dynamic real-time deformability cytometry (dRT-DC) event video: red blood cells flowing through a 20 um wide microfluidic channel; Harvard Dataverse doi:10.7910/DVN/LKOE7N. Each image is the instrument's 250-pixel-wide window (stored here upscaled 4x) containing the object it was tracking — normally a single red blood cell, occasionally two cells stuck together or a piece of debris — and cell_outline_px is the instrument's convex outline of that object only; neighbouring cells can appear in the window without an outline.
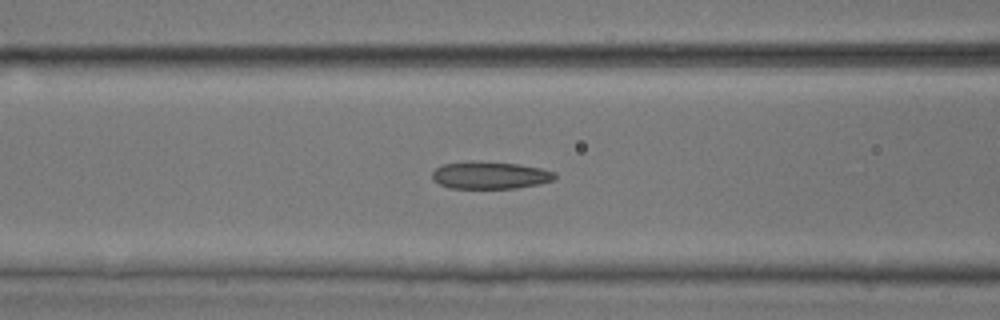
{"species": "common noctule bat (a hibernating species)", "species_latin": "Nyctalus noctula", "temperature_condition": "room temperature", "stored_images_in_passage": 39, "camera_frame_rate_fps": 3000, "um_per_image_px": 0.085, "animal": {"sex": "male", "body_mass_g": 17.9, "forearm_length_mm": 54.2}, "frame": {"image": 1, "passage_image": 8, "time_ms": 2.333, "image_size_px": [1000, 320], "cell_outline_px": [[556, 180], [540, 184], [516, 188], [448, 188], [432, 180], [432, 172], [440, 164], [520, 164], [540, 168], [556, 172]], "centroid_in_image_um": [41.72, 14.95], "position_along_channel_um": 124.9, "area_um2": 18.79}}
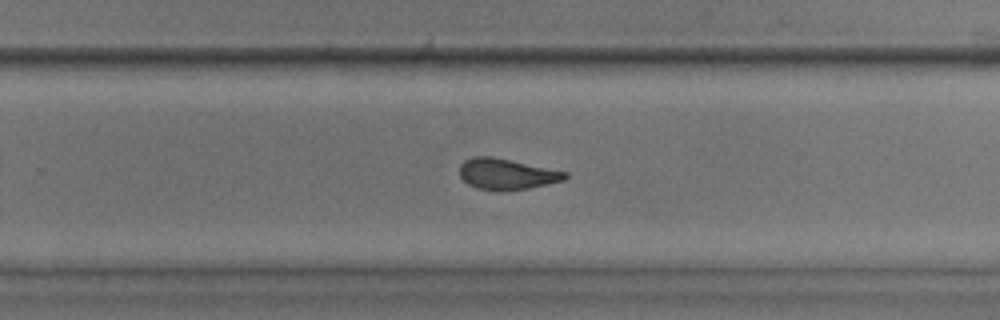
{"frame": {"image": 2, "passage_image": 20, "time_ms": 6.333, "image_size_px": [1000, 320], "cell_outline_px": [[568, 176], [564, 180], [548, 184], [528, 188], [476, 188], [468, 184], [460, 176], [460, 164], [464, 160], [472, 156], [492, 156], [568, 172]], "centroid_in_image_um": [43.06, 14.75], "position_along_channel_um": 286.7, "area_um2": 18.44}}
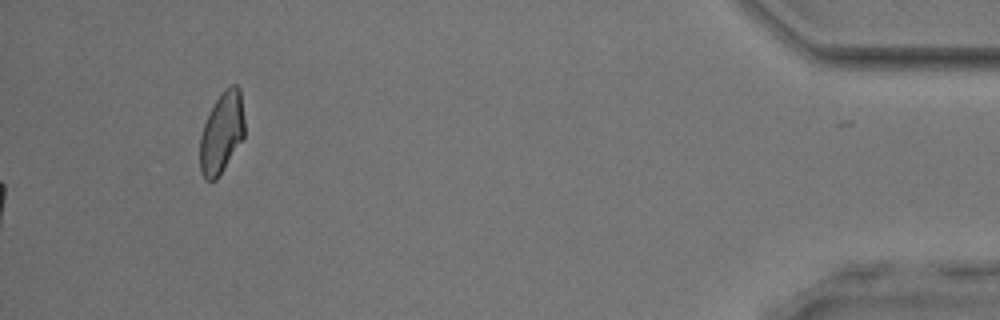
{"frame": {"image": 3, "passage_image": 39, "time_ms": 12.667, "image_size_px": [1000, 320], "cell_outline_px": [[244, 136], [216, 180], [204, 180], [200, 172], [200, 136], [204, 124], [216, 100], [224, 88], [232, 84], [236, 84], [240, 88], [244, 120]], "centroid_in_image_um": [18.84, 11.27], "position_along_channel_um": 416.4, "area_um2": 20.87}, "authors_computed_cell_mechanics": {"area_um2": 19.4208, "velocity_mm_per_s": 4.0636, "shape_relaxation_time_tau1_ms": null, "shape_relaxation_time_tau2_ms": 1.6763, "deformation_change_tau1": null, "deformation_change_tau2": 0.0923}}